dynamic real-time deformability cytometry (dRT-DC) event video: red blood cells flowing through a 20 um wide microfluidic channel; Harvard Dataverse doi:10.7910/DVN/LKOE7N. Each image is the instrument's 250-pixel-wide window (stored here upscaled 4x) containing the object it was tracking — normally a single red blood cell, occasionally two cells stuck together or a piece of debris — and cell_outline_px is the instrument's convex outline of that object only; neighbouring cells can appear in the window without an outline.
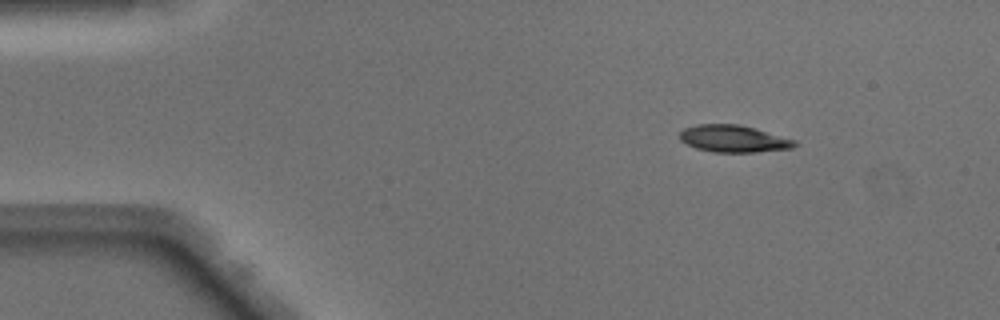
{"species": "Egyptian fruit bat (a non-hibernating species)", "species_latin": "Rousettus aegyptiacus", "temperature_condition": "warm", "stored_images_in_passage": 43, "camera_frame_rate_fps": 3000, "um_per_image_px": 0.085, "animal": {"sex": "male"}, "frame": {"image": 1, "passage_image": 1, "time_ms": 0.0, "image_size_px": [1000, 320], "cell_outline_px": [[800, 144], [792, 148], [756, 152], [712, 152], [696, 148], [680, 140], [680, 132], [684, 128], [696, 124], [736, 124], [752, 128], [796, 140]], "centroid_in_image_um": [62.35, 11.8], "position_along_channel_um": 22.7, "area_um2": 17.98}}
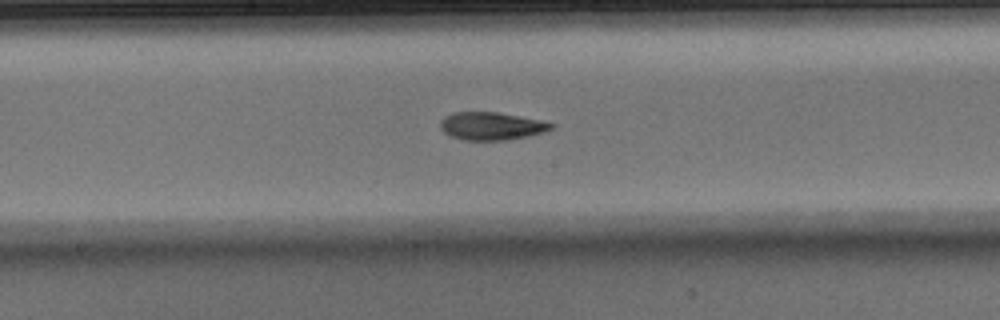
{"frame": {"image": 2, "passage_image": 20, "time_ms": 6.333, "image_size_px": [1000, 320], "cell_outline_px": [[556, 124], [552, 128], [544, 132], [528, 136], [508, 140], [464, 140], [448, 136], [440, 128], [440, 120], [444, 116], [452, 112], [496, 112], [540, 120]], "centroid_in_image_um": [41.73, 10.72], "position_along_channel_um": 206.5, "area_um2": 18.09}}
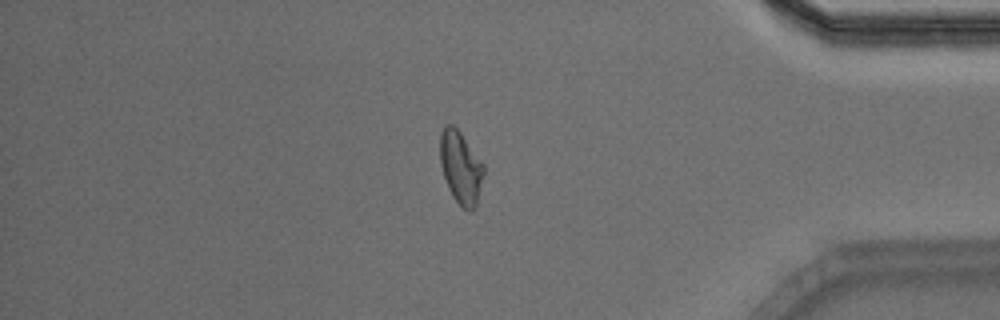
{"frame": {"image": 3, "passage_image": 36, "time_ms": 11.667, "image_size_px": [1000, 320], "cell_outline_px": [[484, 172], [476, 204], [468, 212], [452, 196], [448, 188], [440, 164], [440, 136], [444, 124], [452, 124], [460, 132], [484, 164]], "centroid_in_image_um": [39.14, 14.2], "position_along_channel_um": 396.1, "area_um2": 18.21}, "authors_computed_cell_mechanics": {"area_um2": 18.3804, "velocity_mm_per_s": 4.106, "shape_relaxation_time_tau1_ms": 4.17, "shape_relaxation_time_tau2_ms": 2.2588, "deformation_change_tau1": 0.1688, "deformation_change_tau2": 0.0872}}